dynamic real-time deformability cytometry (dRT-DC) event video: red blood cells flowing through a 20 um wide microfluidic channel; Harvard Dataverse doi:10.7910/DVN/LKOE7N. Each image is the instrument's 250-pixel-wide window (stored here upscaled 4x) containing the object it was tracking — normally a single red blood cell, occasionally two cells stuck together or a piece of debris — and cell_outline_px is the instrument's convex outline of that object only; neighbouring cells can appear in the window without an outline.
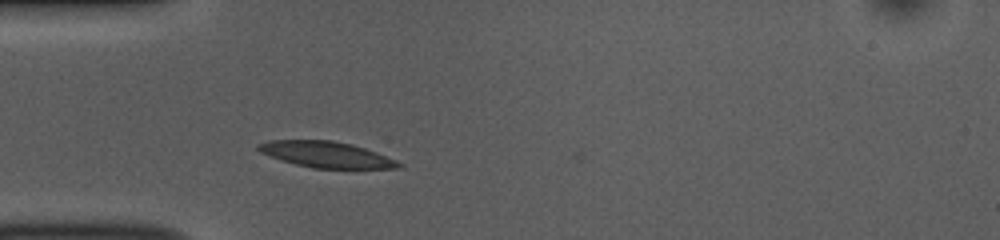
{"species": "common noctule bat (a hibernating species)", "species_latin": "Nyctalus noctula", "temperature_condition": "room temperature", "stored_images_in_passage": 35, "camera_frame_rate_fps": 3000, "um_per_image_px": 0.085, "animal": {"sex": "female", "body_mass_g": 10.0, "forearm_length_mm": 53.1}, "frame": {"image": 1, "passage_image": 1, "time_ms": 0.0, "image_size_px": [1000, 240], "cell_outline_px": [[404, 168], [312, 168], [280, 160], [260, 152], [256, 148], [256, 144], [268, 140], [332, 140], [352, 144], [376, 152], [396, 160], [404, 164]], "centroid_in_image_um": [27.72, 13.13], "position_along_channel_um": 57.3, "area_um2": 21.33}}
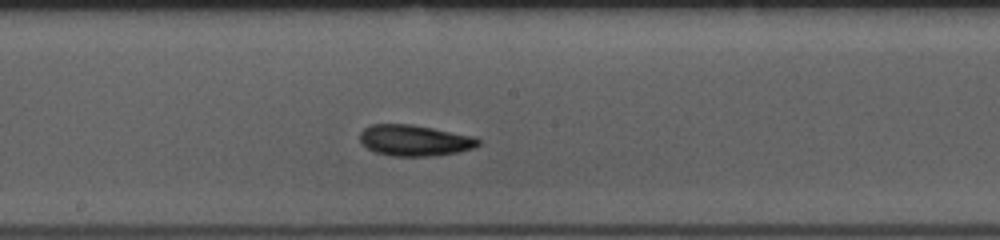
{"frame": {"image": 2, "passage_image": 14, "time_ms": 4.333, "image_size_px": [1000, 240], "cell_outline_px": [[480, 144], [472, 148], [456, 152], [432, 156], [392, 156], [376, 152], [368, 148], [360, 140], [360, 132], [368, 124], [412, 124], [476, 136], [480, 140]], "centroid_in_image_um": [35.24, 11.92], "position_along_channel_um": 213.0, "area_um2": 21.44}}
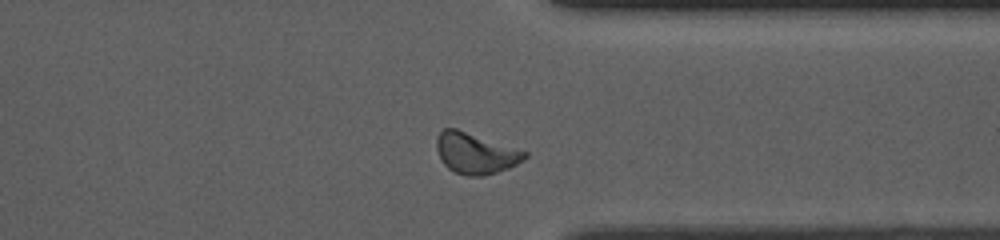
{"frame": {"image": 3, "passage_image": 27, "time_ms": 8.667, "image_size_px": [1000, 240], "cell_outline_px": [[528, 156], [516, 164], [508, 168], [484, 176], [464, 176], [448, 168], [440, 160], [436, 148], [436, 136], [444, 128], [456, 128], [528, 152]], "centroid_in_image_um": [40.38, 13.03], "position_along_channel_um": 371.0, "area_um2": 20.98}}